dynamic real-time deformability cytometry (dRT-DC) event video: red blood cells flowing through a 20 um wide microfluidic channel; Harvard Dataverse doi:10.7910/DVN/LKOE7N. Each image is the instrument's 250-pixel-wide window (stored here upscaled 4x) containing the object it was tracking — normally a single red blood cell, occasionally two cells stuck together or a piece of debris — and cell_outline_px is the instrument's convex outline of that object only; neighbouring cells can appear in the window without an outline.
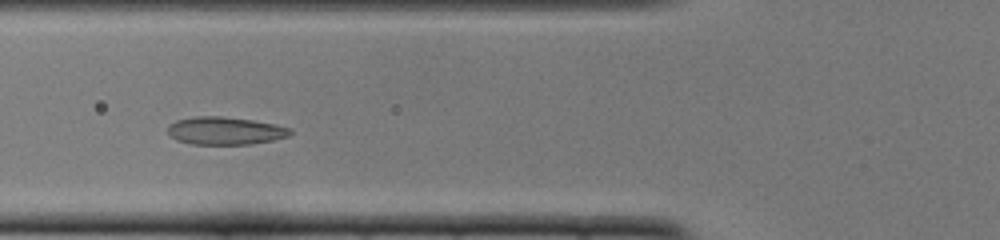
{"species": "common noctule bat (a hibernating species)", "species_latin": "Nyctalus noctula", "temperature_condition": "cold", "stored_images_in_passage": 45, "camera_frame_rate_fps": 3000, "um_per_image_px": 0.085, "animal": {"sex": "female", "body_mass_g": 22.0, "forearm_length_mm": 56.7}, "frame": {"image": 1, "passage_image": 13, "time_ms": 4.0, "image_size_px": [1000, 240], "cell_outline_px": [[292, 132], [288, 136], [272, 140], [252, 144], [192, 144], [176, 140], [168, 132], [168, 124], [176, 120], [196, 116], [220, 116], [252, 120], [292, 128]], "centroid_in_image_um": [19.12, 11.11], "position_along_channel_um": 106.7, "area_um2": 19.71}}
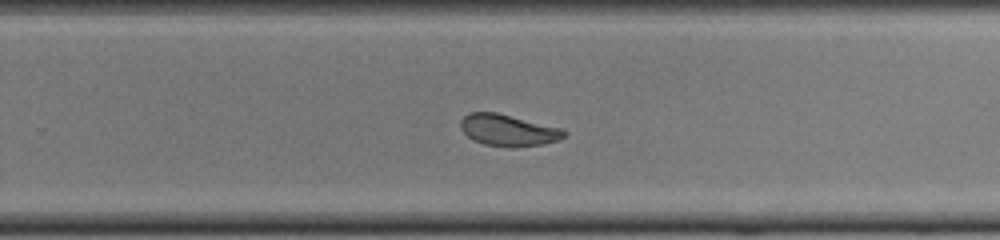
{"frame": {"image": 2, "passage_image": 27, "time_ms": 8.667, "image_size_px": [1000, 240], "cell_outline_px": [[568, 132], [564, 136], [556, 140], [544, 144], [516, 148], [512, 148], [484, 144], [472, 140], [460, 128], [460, 120], [468, 112], [496, 112], [560, 128]], "centroid_in_image_um": [43.15, 11.08], "position_along_channel_um": 286.6, "area_um2": 19.07}}
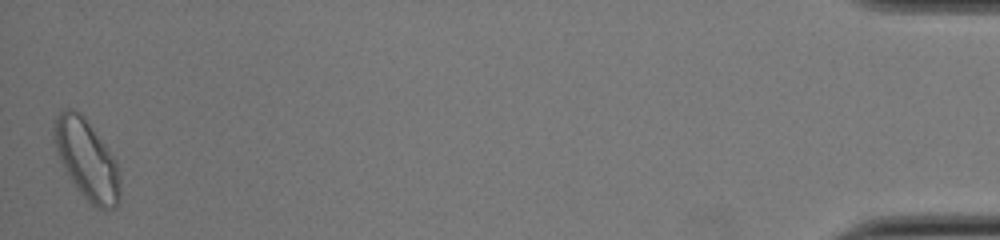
{"frame": {"image": 3, "passage_image": 45, "time_ms": 14.667, "image_size_px": [1000, 240], "cell_outline_px": [[120, 200], [116, 208], [104, 212], [96, 208], [76, 188], [60, 160], [56, 152], [52, 140], [52, 124], [56, 116], [64, 108], [68, 108], [80, 112], [84, 116], [116, 160], [120, 176]], "centroid_in_image_um": [7.37, 13.57], "position_along_channel_um": 427.8, "area_um2": 31.04}, "authors_computed_cell_mechanics": {"area_um2": 19.941, "velocity_mm_per_s": 3.8686, "shape_relaxation_time_tau1_ms": null, "shape_relaxation_time_tau2_ms": 1.3702, "deformation_change_tau1": null, "deformation_change_tau2": 0.0595}}